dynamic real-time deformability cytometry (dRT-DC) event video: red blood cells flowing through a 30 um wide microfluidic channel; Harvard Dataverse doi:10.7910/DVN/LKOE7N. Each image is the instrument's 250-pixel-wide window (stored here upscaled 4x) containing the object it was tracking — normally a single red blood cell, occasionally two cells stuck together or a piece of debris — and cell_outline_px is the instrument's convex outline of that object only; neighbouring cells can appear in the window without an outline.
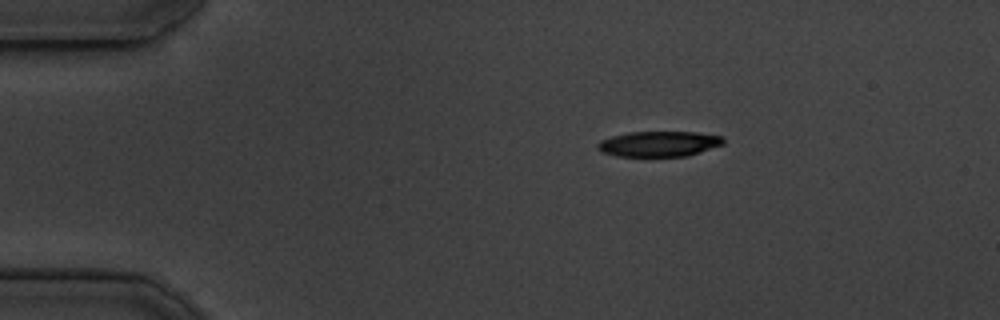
{"species": "common noctule bat (a hibernating species)", "species_latin": "Nyctalus noctula", "temperature_condition": "cold", "stored_images_in_passage": 45, "camera_frame_rate_fps": 3000, "um_per_image_px": 0.085, "animal": {"sex": "male", "body_mass_g": 19.5, "forearm_length_mm": 54.6}, "frame": {"image": 1, "passage_image": 1, "time_ms": 0.0, "image_size_px": [1000, 320], "cell_outline_px": [[724, 144], [688, 156], [616, 156], [600, 152], [596, 148], [596, 144], [600, 140], [612, 136], [628, 132], [696, 132], [720, 136], [724, 140]], "centroid_in_image_um": [55.96, 12.23], "position_along_channel_um": 29.0, "area_um2": 18.67}}
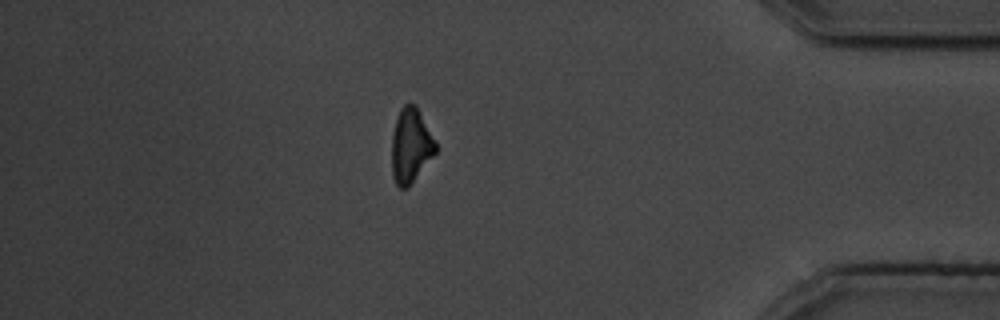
{"frame": {"image": 2, "passage_image": 38, "time_ms": 12.333, "image_size_px": [1000, 320], "cell_outline_px": [[436, 152], [408, 188], [400, 188], [396, 184], [392, 176], [392, 136], [396, 120], [400, 108], [404, 104], [416, 104], [436, 144]], "centroid_in_image_um": [34.9, 12.39], "position_along_channel_um": 400.3, "area_um2": 18.84}}
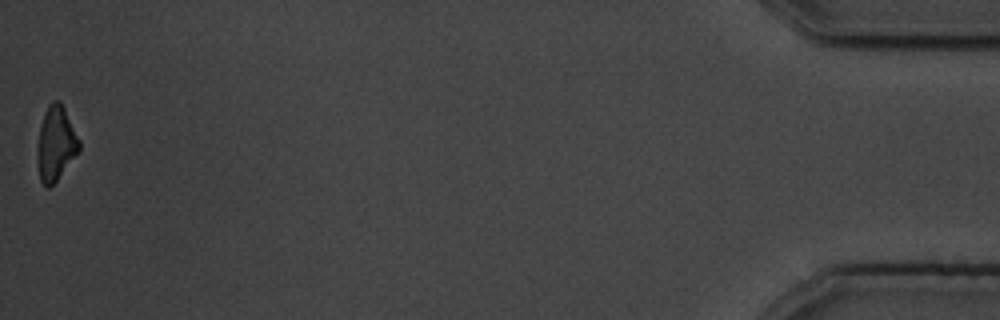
{"frame": {"image": 3, "passage_image": 45, "time_ms": 14.667, "image_size_px": [1000, 320], "cell_outline_px": [[80, 152], [56, 180], [48, 188], [40, 180], [36, 156], [40, 128], [44, 112], [48, 104], [52, 100], [60, 100], [80, 140]], "centroid_in_image_um": [4.75, 12.19], "position_along_channel_um": 430.5, "area_um2": 18.15}, "authors_computed_cell_mechanics": {"area_um2": 20.4612, "velocity_mm_per_s": 3.7633, "shape_relaxation_time_tau1_ms": 2.9953, "shape_relaxation_time_tau2_ms": null, "deformation_change_tau1": 0.1207, "deformation_change_tau2": null}}